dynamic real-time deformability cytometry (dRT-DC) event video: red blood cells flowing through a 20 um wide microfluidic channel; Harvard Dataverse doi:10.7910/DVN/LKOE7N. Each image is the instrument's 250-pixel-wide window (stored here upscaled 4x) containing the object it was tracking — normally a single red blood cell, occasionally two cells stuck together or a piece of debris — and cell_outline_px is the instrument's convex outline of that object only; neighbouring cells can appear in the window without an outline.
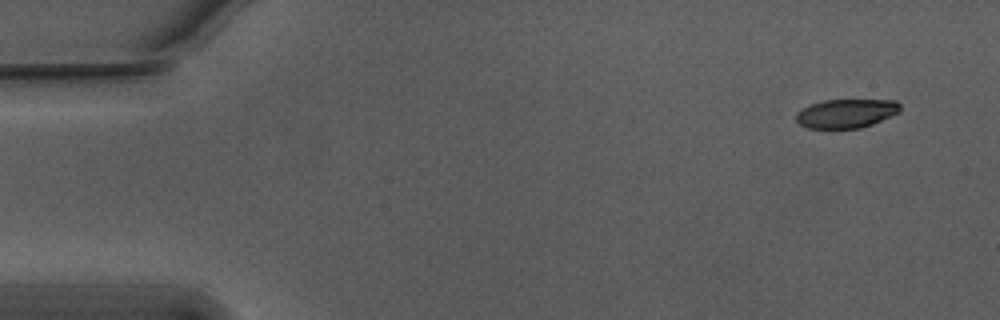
{"species": "Egyptian fruit bat (a non-hibernating species)", "species_latin": "Rousettus aegyptiacus", "temperature_condition": "warm", "stored_images_in_passage": 52, "camera_frame_rate_fps": 3000, "um_per_image_px": 0.085, "animal": {"sex": "male"}, "frame": {"image": 1, "passage_image": 1, "time_ms": 0.0, "image_size_px": [1000, 320], "cell_outline_px": [[900, 112], [872, 124], [860, 128], [808, 128], [800, 124], [796, 120], [796, 116], [804, 108], [812, 104], [824, 100], [896, 100], [900, 104]], "centroid_in_image_um": [71.97, 9.64], "position_along_channel_um": 13.0, "area_um2": 17.28}}
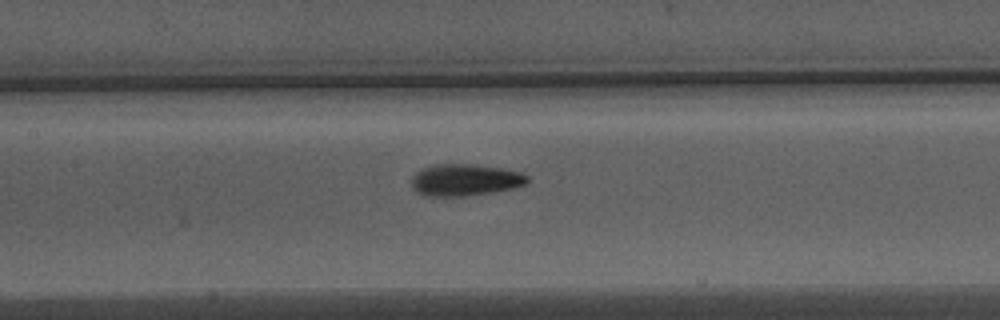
{"frame": {"image": 2, "passage_image": 23, "time_ms": 7.333, "image_size_px": [1000, 320], "cell_outline_px": [[528, 180], [524, 184], [512, 188], [492, 192], [464, 196], [424, 196], [416, 192], [412, 188], [412, 176], [416, 172], [424, 168], [436, 164], [472, 164], [500, 168], [520, 172], [528, 176]], "centroid_in_image_um": [39.48, 15.3], "position_along_channel_um": 167.9, "area_um2": 21.33}}
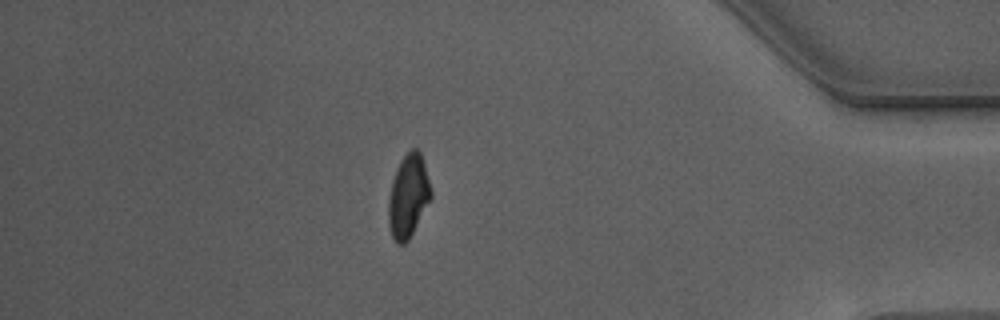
{"frame": {"image": 3, "passage_image": 45, "time_ms": 14.667, "image_size_px": [1000, 320], "cell_outline_px": [[432, 196], [408, 240], [404, 244], [396, 244], [392, 236], [388, 224], [388, 200], [392, 180], [396, 168], [400, 160], [412, 148], [416, 148], [420, 152], [424, 164], [432, 192]], "centroid_in_image_um": [34.68, 16.67], "position_along_channel_um": 400.5, "area_um2": 20.4}, "authors_computed_cell_mechanics": {"area_um2": 20.4323, "velocity_mm_per_s": 3.7556, "shape_relaxation_time_tau1_ms": 3.8395, "shape_relaxation_time_tau2_ms": 2.3727, "deformation_change_tau1": 0.179, "deformation_change_tau2": 0.0951}}